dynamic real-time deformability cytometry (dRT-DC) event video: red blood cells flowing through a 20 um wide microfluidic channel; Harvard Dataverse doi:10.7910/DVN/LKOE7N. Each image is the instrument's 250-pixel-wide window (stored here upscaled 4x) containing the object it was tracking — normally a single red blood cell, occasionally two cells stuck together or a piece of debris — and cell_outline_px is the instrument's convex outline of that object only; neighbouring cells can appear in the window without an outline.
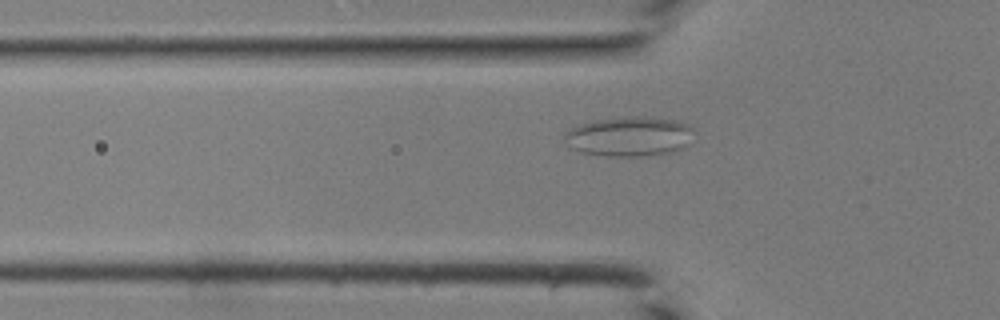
{"species": "common noctule bat (a hibernating species)", "species_latin": "Nyctalus noctula", "temperature_condition": "room temperature", "stored_images_in_passage": 33, "camera_frame_rate_fps": 3000, "um_per_image_px": 0.085, "animal": {"sex": "male", "body_mass_g": 19.0, "forearm_length_mm": 50.8}, "frame": {"image": 1, "passage_image": 5, "time_ms": 1.333, "image_size_px": [1000, 320], "cell_outline_px": [[692, 144], [676, 152], [640, 156], [608, 156], [580, 152], [572, 148], [564, 140], [564, 132], [580, 124], [596, 120], [620, 116], [652, 116], [692, 124]], "centroid_in_image_um": [53.55, 11.59], "position_along_channel_um": 72.2, "area_um2": 30.52}}
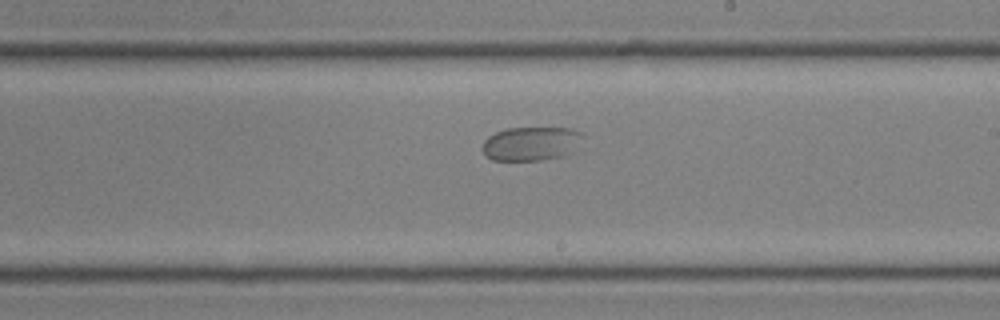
{"frame": {"image": 2, "passage_image": 16, "time_ms": 5.0, "image_size_px": [1000, 320], "cell_outline_px": [[588, 136], [560, 156], [540, 160], [492, 160], [484, 156], [484, 140], [488, 136], [496, 132], [508, 128], [572, 128]], "centroid_in_image_um": [45.12, 12.19], "position_along_channel_um": 243.9, "area_um2": 19.54}}
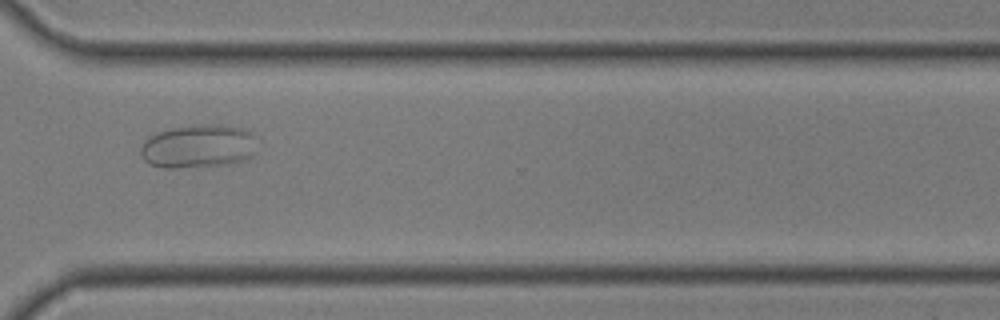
{"frame": {"image": 3, "passage_image": 23, "time_ms": 7.333, "image_size_px": [1000, 320], "cell_outline_px": [[252, 156], [248, 160], [224, 164], [176, 168], [164, 168], [148, 164], [144, 160], [140, 152], [140, 148], [156, 132], [172, 128], [196, 124], [220, 124], [244, 128], [252, 132]], "centroid_in_image_um": [16.83, 12.43], "position_along_channel_um": 353.8, "area_um2": 29.25}}